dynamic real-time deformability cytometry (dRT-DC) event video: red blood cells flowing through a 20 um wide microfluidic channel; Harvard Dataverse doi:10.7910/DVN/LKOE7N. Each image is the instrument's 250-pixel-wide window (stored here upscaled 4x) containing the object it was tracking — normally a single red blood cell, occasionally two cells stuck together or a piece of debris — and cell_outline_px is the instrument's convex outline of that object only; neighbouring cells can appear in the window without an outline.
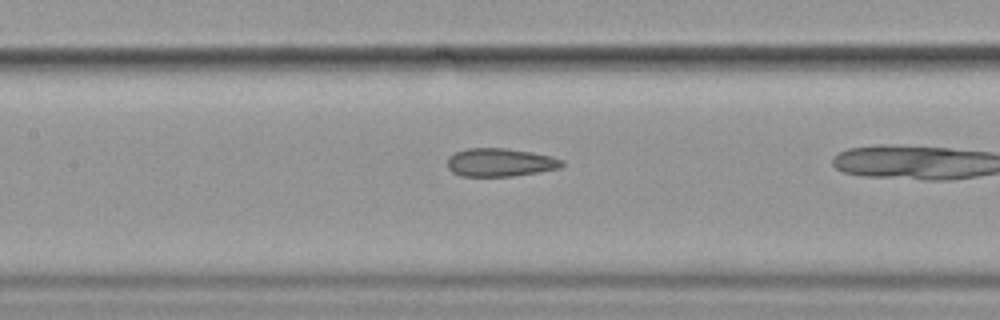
{"species": "common noctule bat (a hibernating species)", "species_latin": "Nyctalus noctula", "temperature_condition": "cold", "stored_images_in_passage": 27, "camera_frame_rate_fps": 3000, "um_per_image_px": 0.085, "animal": {"sex": "female", "body_mass_g": 19.9}, "frame": {"image": 1, "passage_image": 23, "time_ms": 7.333, "image_size_px": [1000, 320], "cell_outline_px": [[564, 164], [560, 168], [512, 176], [460, 176], [452, 172], [448, 168], [448, 156], [456, 152], [468, 148], [504, 148], [532, 152], [552, 156], [564, 160]], "centroid_in_image_um": [42.51, 13.8], "position_along_channel_um": 164.9, "area_um2": 18.84}}